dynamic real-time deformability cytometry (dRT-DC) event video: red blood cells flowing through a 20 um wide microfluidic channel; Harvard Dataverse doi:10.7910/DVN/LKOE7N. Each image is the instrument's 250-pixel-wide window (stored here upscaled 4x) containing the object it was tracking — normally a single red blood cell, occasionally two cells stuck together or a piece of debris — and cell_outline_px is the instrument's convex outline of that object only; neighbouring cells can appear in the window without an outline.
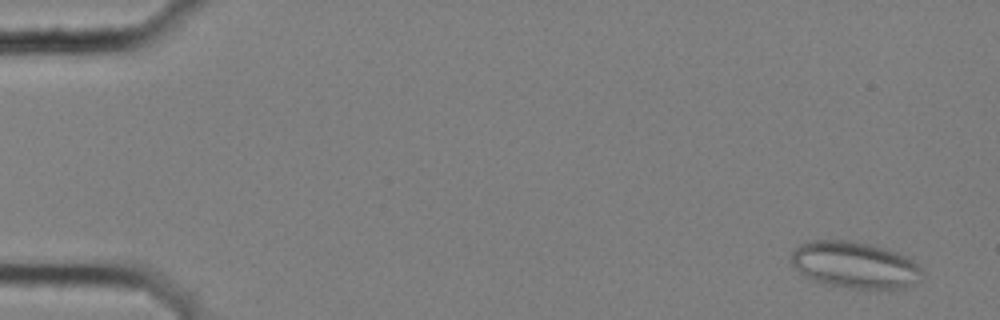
{"species": "common noctule bat (a hibernating species)", "species_latin": "Nyctalus noctula", "temperature_condition": "cold", "stored_images_in_passage": 57, "camera_frame_rate_fps": 3000, "um_per_image_px": 0.085, "animal": {"sex": "female", "body_mass_g": 25.1}, "frame": {"image": 1, "passage_image": 3, "time_ms": 0.667, "image_size_px": [1000, 320], "cell_outline_px": [[924, 276], [920, 280], [904, 288], [848, 288], [828, 284], [812, 280], [804, 276], [792, 264], [792, 252], [800, 244], [812, 240], [848, 240], [868, 244], [884, 248], [896, 252], [912, 260], [924, 272]], "centroid_in_image_um": [72.66, 22.52], "position_along_channel_um": 12.3, "area_um2": 35.32}}
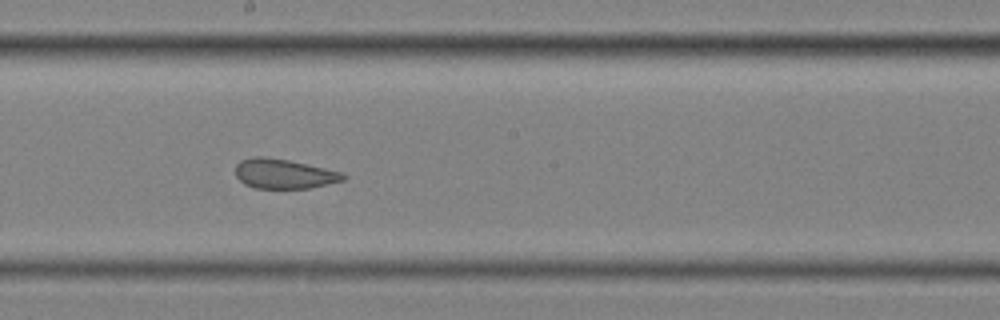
{"frame": {"image": 2, "passage_image": 32, "time_ms": 10.333, "image_size_px": [1000, 320], "cell_outline_px": [[348, 176], [344, 180], [308, 188], [252, 188], [244, 184], [236, 176], [236, 164], [240, 160], [252, 156], [264, 156], [288, 160], [324, 168], [340, 172]], "centroid_in_image_um": [24.08, 14.77], "position_along_channel_um": 224.1, "area_um2": 18.55}}
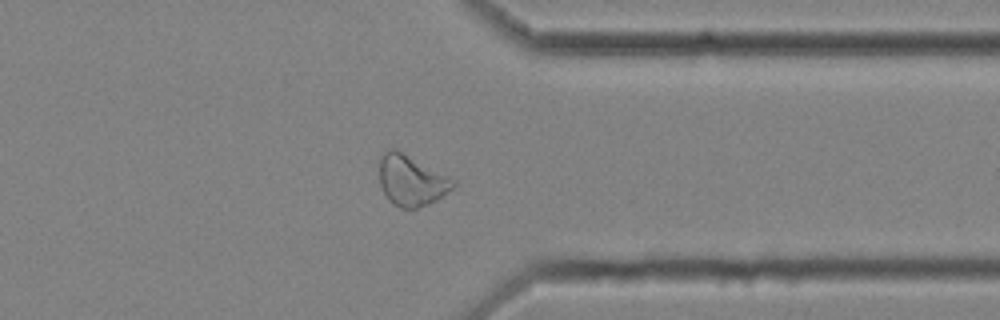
{"frame": {"image": 3, "passage_image": 45, "time_ms": 14.667, "image_size_px": [1000, 320], "cell_outline_px": [[456, 184], [452, 188], [436, 200], [428, 204], [416, 208], [400, 208], [392, 204], [388, 200], [380, 184], [380, 156], [384, 152], [396, 148], [456, 180]], "centroid_in_image_um": [34.96, 15.34], "position_along_channel_um": 376.4, "area_um2": 21.68}, "authors_computed_cell_mechanics": {"area_um2": 23.9292, "velocity_mm_per_s": 3.5645, "shape_relaxation_time_tau1_ms": null, "shape_relaxation_time_tau2_ms": 1.4188, "deformation_change_tau1": null, "deformation_change_tau2": 0.076}}